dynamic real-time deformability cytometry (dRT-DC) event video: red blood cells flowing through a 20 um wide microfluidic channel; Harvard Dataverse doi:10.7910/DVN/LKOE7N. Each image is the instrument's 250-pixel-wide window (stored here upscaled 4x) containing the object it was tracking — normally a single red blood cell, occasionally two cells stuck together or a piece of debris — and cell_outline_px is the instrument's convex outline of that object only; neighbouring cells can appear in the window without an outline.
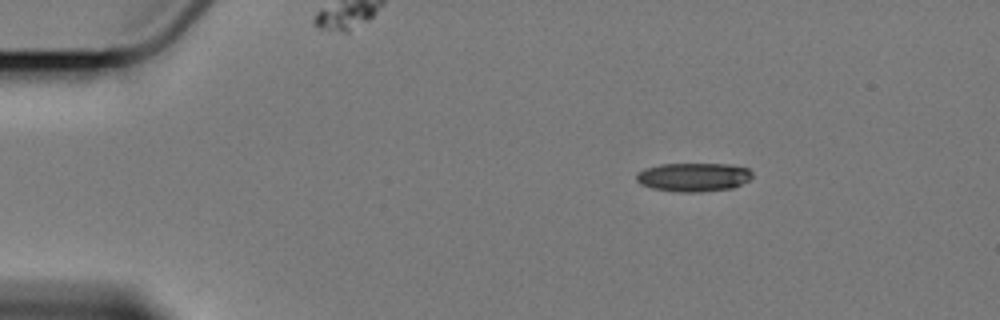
{"species": "Egyptian fruit bat (a non-hibernating species)", "species_latin": "Rousettus aegyptiacus", "temperature_condition": "cold", "stored_images_in_passage": 7, "camera_frame_rate_fps": 3000, "um_per_image_px": 0.085, "animal": {"sex": "female"}, "frame": {"image": 1, "passage_image": 2, "time_ms": 1.333, "image_size_px": [1000, 320], "cell_outline_px": [[752, 176], [748, 180], [732, 188], [700, 192], [676, 192], [652, 188], [640, 184], [636, 180], [636, 172], [644, 168], [660, 164], [732, 164], [748, 168], [752, 172]], "centroid_in_image_um": [58.91, 15.05], "position_along_channel_um": 26.1, "area_um2": 19.54}}
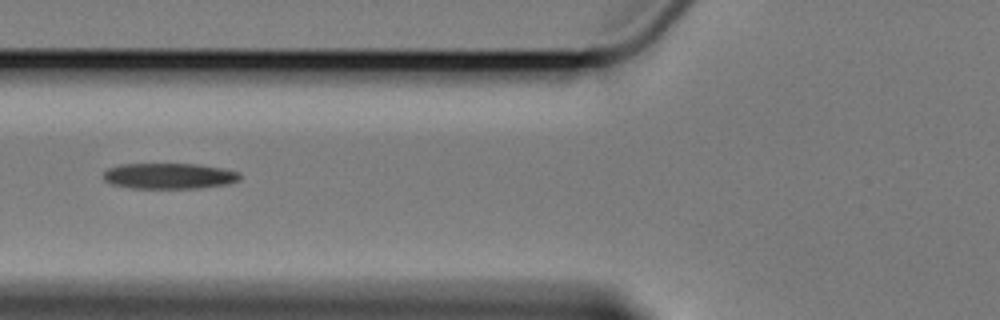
{"frame": {"image": 2, "passage_image": 6, "time_ms": 6.0, "image_size_px": [1000, 320], "cell_outline_px": [[240, 180], [224, 184], [200, 188], [132, 188], [112, 184], [104, 180], [104, 172], [108, 168], [120, 164], [196, 164], [224, 168], [240, 172]], "centroid_in_image_um": [14.38, 14.95], "position_along_channel_um": 111.4, "area_um2": 20.46}}
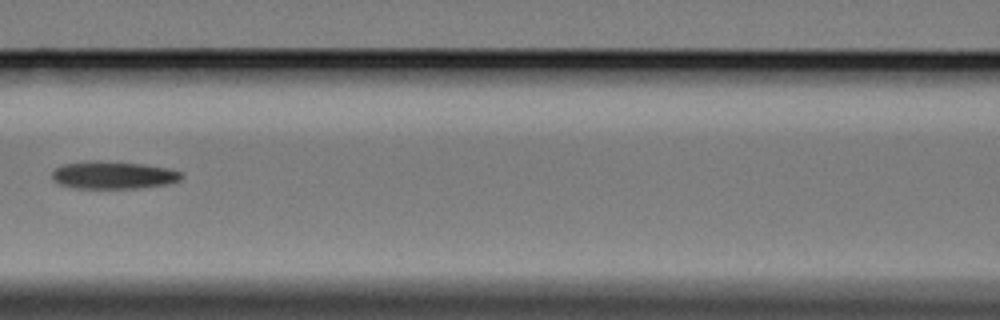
{"frame": {"image": 3, "passage_image": 7, "time_ms": 7.333, "image_size_px": [1000, 320], "cell_outline_px": [[184, 176], [180, 180], [168, 184], [140, 188], [76, 188], [60, 184], [52, 176], [52, 172], [56, 168], [64, 164], [88, 160], [100, 160], [144, 164], [168, 168], [180, 172]], "centroid_in_image_um": [9.66, 14.87], "position_along_channel_um": 156.9, "area_um2": 20.87}}